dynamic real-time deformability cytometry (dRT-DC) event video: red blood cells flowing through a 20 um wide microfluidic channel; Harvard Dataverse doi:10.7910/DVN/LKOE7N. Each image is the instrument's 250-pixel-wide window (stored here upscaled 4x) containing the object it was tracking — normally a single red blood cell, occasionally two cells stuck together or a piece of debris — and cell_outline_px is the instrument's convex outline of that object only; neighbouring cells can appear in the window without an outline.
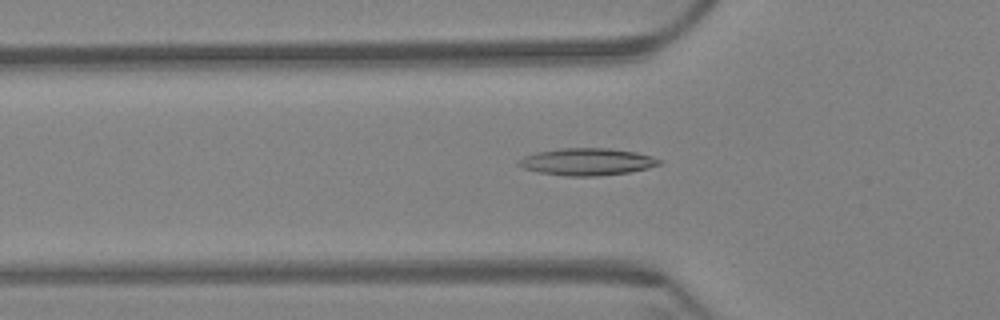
{"species": "Egyptian fruit bat (a non-hibernating species)", "species_latin": "Rousettus aegyptiacus", "temperature_condition": "warm", "stored_images_in_passage": 62, "camera_frame_rate_fps": 3000, "um_per_image_px": 0.085, "animal": {"sex": "female"}, "frame": {"image": 1, "passage_image": 21, "time_ms": 6.667, "image_size_px": [1000, 320], "cell_outline_px": [[660, 164], [648, 168], [628, 172], [596, 176], [568, 176], [540, 172], [524, 168], [516, 164], [524, 156], [536, 152], [560, 148], [608, 148], [636, 152], [652, 156], [660, 160]], "centroid_in_image_um": [49.89, 13.74], "position_along_channel_um": 75.9, "area_um2": 22.02}}
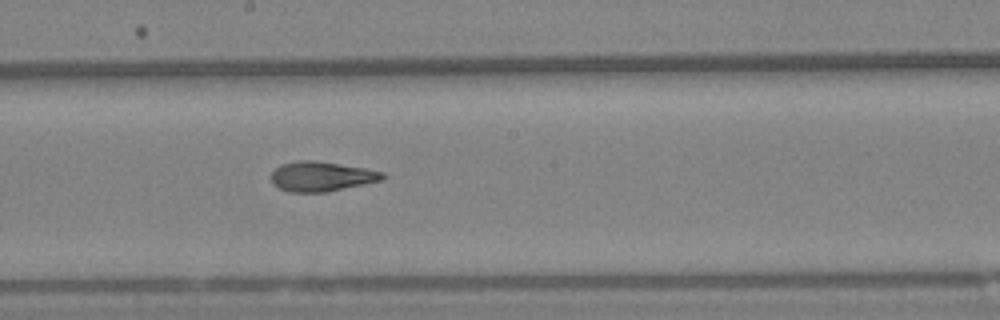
{"frame": {"image": 2, "passage_image": 34, "time_ms": 11.0, "image_size_px": [1000, 320], "cell_outline_px": [[388, 176], [380, 180], [324, 192], [288, 192], [272, 184], [272, 172], [280, 164], [296, 160], [316, 160], [364, 168], [384, 172]], "centroid_in_image_um": [27.29, 14.98], "position_along_channel_um": 220.9, "area_um2": 19.19}}
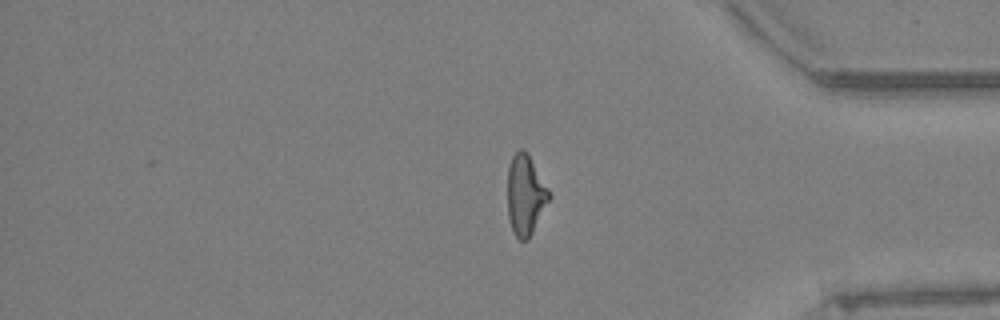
{"frame": {"image": 3, "passage_image": 51, "time_ms": 16.667, "image_size_px": [1000, 320], "cell_outline_px": [[552, 196], [528, 240], [520, 240], [516, 236], [512, 228], [508, 216], [508, 168], [512, 156], [520, 148], [524, 148], [528, 152], [548, 188]], "centroid_in_image_um": [44.67, 16.54], "position_along_channel_um": 390.5, "area_um2": 19.48}, "authors_computed_cell_mechanics": {"area_um2": 19.652, "velocity_mm_per_s": 3.3433, "shape_relaxation_time_tau1_ms": null, "shape_relaxation_time_tau2_ms": 2.6287, "deformation_change_tau1": null, "deformation_change_tau2": 0.1133}}